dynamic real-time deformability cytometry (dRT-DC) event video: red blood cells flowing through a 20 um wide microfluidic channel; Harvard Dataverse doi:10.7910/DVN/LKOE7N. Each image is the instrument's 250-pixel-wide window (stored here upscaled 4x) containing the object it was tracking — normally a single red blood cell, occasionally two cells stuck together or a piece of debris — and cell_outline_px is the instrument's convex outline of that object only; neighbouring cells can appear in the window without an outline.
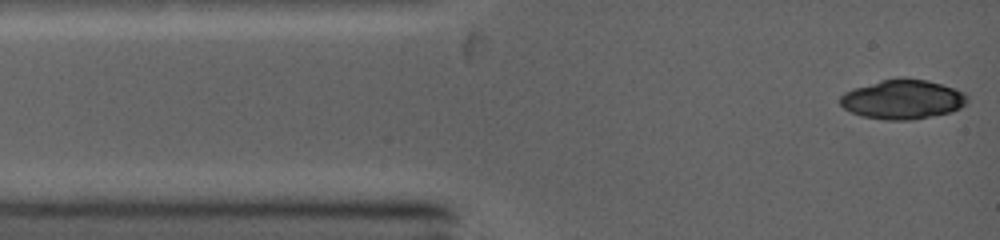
{"species": "common noctule bat (a hibernating species)", "species_latin": "Nyctalus noctula", "temperature_condition": "warm", "stored_images_in_passage": 15, "camera_frame_rate_fps": 5000, "um_per_image_px": 0.085, "animal": {"sex": "female", "body_mass_g": 19.0, "forearm_length_mm": 53.3}, "frame": {"image": 1, "passage_image": 1, "time_ms": 0.0, "image_size_px": [1000, 240], "cell_outline_px": [[968, 100], [960, 108], [952, 112], [912, 120], [888, 120], [860, 116], [844, 108], [840, 104], [840, 96], [844, 92], [852, 88], [880, 80], [904, 76], [928, 80], [964, 92], [968, 96]], "centroid_in_image_um": [76.71, 8.43], "position_along_channel_um": 8.3, "area_um2": 29.54}}